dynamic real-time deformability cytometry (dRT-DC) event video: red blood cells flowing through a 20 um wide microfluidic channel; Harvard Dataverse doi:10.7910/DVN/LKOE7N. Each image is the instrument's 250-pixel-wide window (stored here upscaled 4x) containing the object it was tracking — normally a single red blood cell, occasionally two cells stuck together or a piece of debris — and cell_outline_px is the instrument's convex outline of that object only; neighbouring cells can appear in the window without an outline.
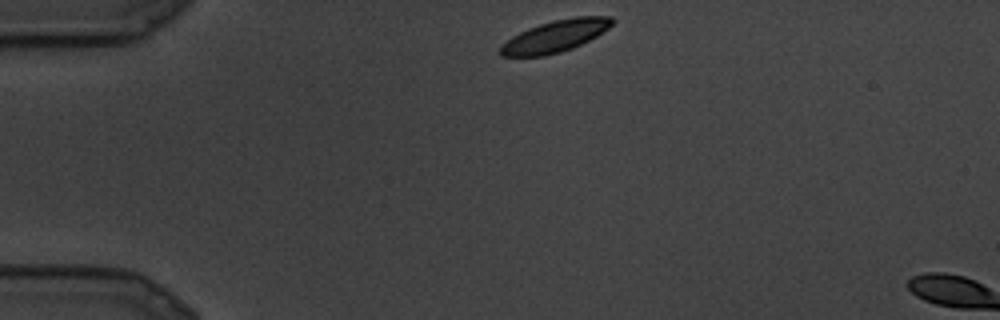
{"species": "common noctule bat (a hibernating species)", "species_latin": "Nyctalus noctula", "temperature_condition": "cold", "stored_images_in_passage": 2, "camera_frame_rate_fps": 3000, "um_per_image_px": 0.085, "animal": {"sex": "male", "body_mass_g": 19.5, "forearm_length_mm": 54.6}, "frame": {"image": 1, "passage_image": 1, "time_ms": 0.0, "image_size_px": [1000, 320], "cell_outline_px": [[616, 20], [608, 28], [596, 36], [572, 48], [560, 52], [544, 56], [500, 56], [500, 48], [512, 36], [528, 28], [540, 24], [556, 20], [576, 16], [612, 16]], "centroid_in_image_um": [47.22, 3.06], "position_along_channel_um": 37.8, "area_um2": 20.4}}